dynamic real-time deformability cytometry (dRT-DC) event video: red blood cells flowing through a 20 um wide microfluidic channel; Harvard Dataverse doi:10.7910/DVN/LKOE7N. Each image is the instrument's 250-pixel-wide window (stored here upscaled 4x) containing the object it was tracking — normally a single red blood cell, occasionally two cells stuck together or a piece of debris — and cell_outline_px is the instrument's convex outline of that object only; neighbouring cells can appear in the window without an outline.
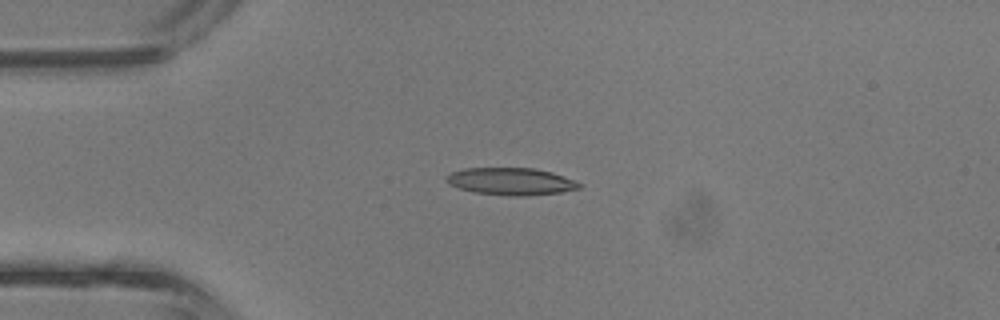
{"species": "common noctule bat (a hibernating species)", "species_latin": "Nyctalus noctula", "temperature_condition": "room temperature", "stored_images_in_passage": 3, "camera_frame_rate_fps": 3000, "um_per_image_px": 0.085, "animal": {"sex": "male", "body_mass_g": 13.3}, "frame": {"image": 1, "passage_image": 3, "time_ms": 0.667, "image_size_px": [1000, 320], "cell_outline_px": [[584, 184], [580, 188], [560, 192], [528, 196], [512, 196], [476, 192], [460, 188], [448, 184], [444, 180], [444, 176], [452, 172], [464, 168], [536, 168], [552, 172]], "centroid_in_image_um": [43.42, 15.41], "position_along_channel_um": 41.6, "area_um2": 21.15}}